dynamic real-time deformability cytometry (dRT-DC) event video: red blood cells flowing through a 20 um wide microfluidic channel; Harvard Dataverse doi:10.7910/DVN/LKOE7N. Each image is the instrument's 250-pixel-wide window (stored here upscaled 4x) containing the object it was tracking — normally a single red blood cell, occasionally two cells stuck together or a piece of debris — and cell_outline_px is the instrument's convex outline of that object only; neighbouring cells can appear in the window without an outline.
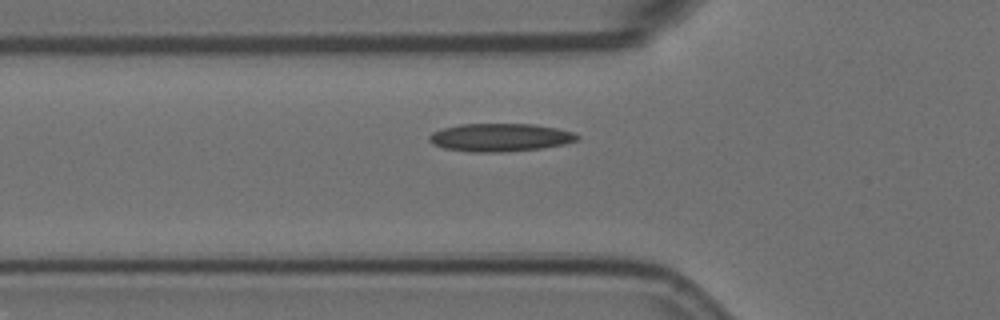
{"species": "Egyptian fruit bat (a non-hibernating species)", "species_latin": "Rousettus aegyptiacus", "temperature_condition": "room temperature", "stored_images_in_passage": 40, "camera_frame_rate_fps": 3000, "um_per_image_px": 0.085, "animal": {"sex": "female"}, "frame": {"image": 1, "passage_image": 2, "time_ms": 0.333, "image_size_px": [1000, 320], "cell_outline_px": [[580, 136], [576, 140], [564, 144], [544, 148], [504, 152], [472, 152], [444, 148], [432, 144], [428, 140], [428, 136], [432, 132], [444, 128], [460, 124], [532, 124], [556, 128], [572, 132]], "centroid_in_image_um": [42.48, 11.69], "position_along_channel_um": 83.3, "area_um2": 24.16}}
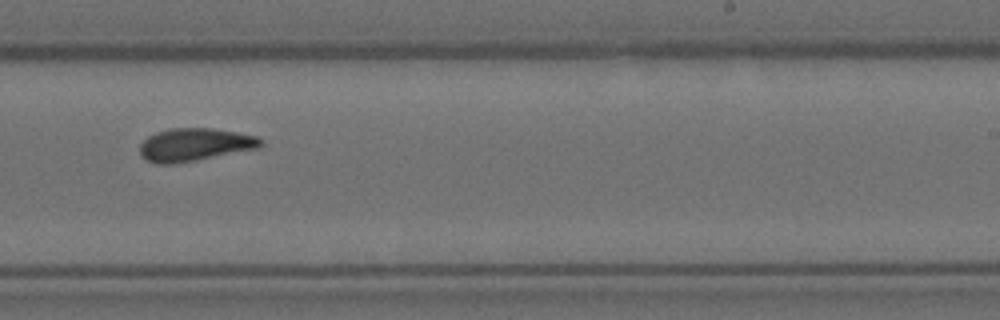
{"frame": {"image": 2, "passage_image": 18, "time_ms": 5.667, "image_size_px": [1000, 320], "cell_outline_px": [[264, 144], [256, 148], [196, 160], [172, 164], [156, 164], [140, 156], [140, 144], [148, 136], [156, 132], [168, 128], [212, 128], [236, 132], [256, 136]], "centroid_in_image_um": [16.49, 12.29], "position_along_channel_um": 272.5, "area_um2": 22.95}}
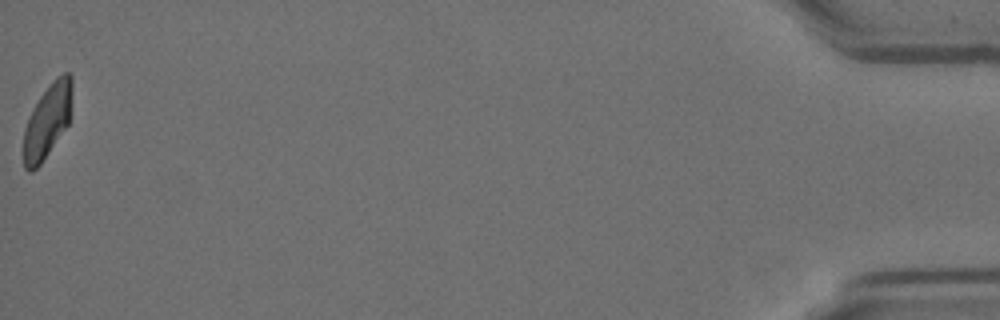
{"frame": {"image": 3, "passage_image": 40, "time_ms": 13.0, "image_size_px": [1000, 320], "cell_outline_px": [[72, 88], [68, 124], [40, 164], [32, 172], [28, 172], [24, 168], [24, 128], [32, 108], [40, 96], [52, 80], [56, 76], [64, 72], [68, 72], [72, 76]], "centroid_in_image_um": [4.02, 10.25], "position_along_channel_um": 431.2, "area_um2": 20.69}, "authors_computed_cell_mechanics": {"area_um2": 22.4553, "velocity_mm_per_s": 3.538, "shape_relaxation_time_tau1_ms": 10.3282, "shape_relaxation_time_tau2_ms": 2.6852, "deformation_change_tau1": 0.2068, "deformation_change_tau2": 0.0895}}